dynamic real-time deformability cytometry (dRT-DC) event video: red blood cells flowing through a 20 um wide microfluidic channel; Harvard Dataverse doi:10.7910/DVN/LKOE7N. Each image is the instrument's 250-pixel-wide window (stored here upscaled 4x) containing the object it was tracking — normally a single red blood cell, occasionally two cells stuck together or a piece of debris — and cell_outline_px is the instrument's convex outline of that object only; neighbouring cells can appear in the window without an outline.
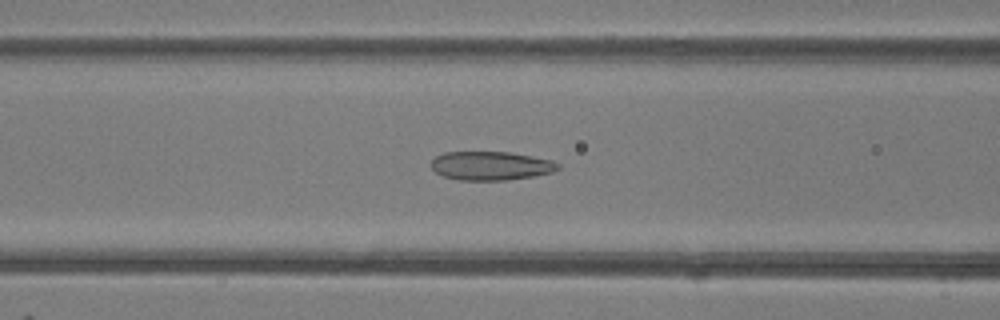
{"species": "common noctule bat (a hibernating species)", "species_latin": "Nyctalus noctula", "temperature_condition": "room temperature", "stored_images_in_passage": 50, "camera_frame_rate_fps": 3000, "um_per_image_px": 0.085, "animal": {"sex": "female"}, "frame": {"image": 1, "passage_image": 20, "time_ms": 6.333, "image_size_px": [1000, 320], "cell_outline_px": [[560, 168], [552, 172], [532, 176], [508, 180], [460, 180], [444, 176], [436, 172], [432, 168], [432, 160], [436, 156], [444, 152], [508, 152], [552, 160], [560, 164]], "centroid_in_image_um": [41.73, 14.09], "position_along_channel_um": 124.9, "area_um2": 21.1}}
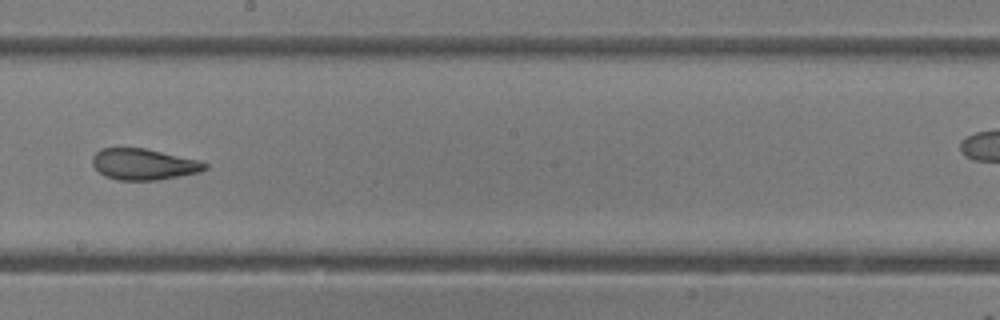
{"frame": {"image": 2, "passage_image": 28, "time_ms": 9.0, "image_size_px": [1000, 320], "cell_outline_px": [[208, 168], [200, 172], [160, 180], [116, 180], [104, 176], [92, 164], [92, 156], [100, 148], [144, 148], [200, 160], [208, 164]], "centroid_in_image_um": [12.22, 13.97], "position_along_channel_um": 236.0, "area_um2": 20.58}}
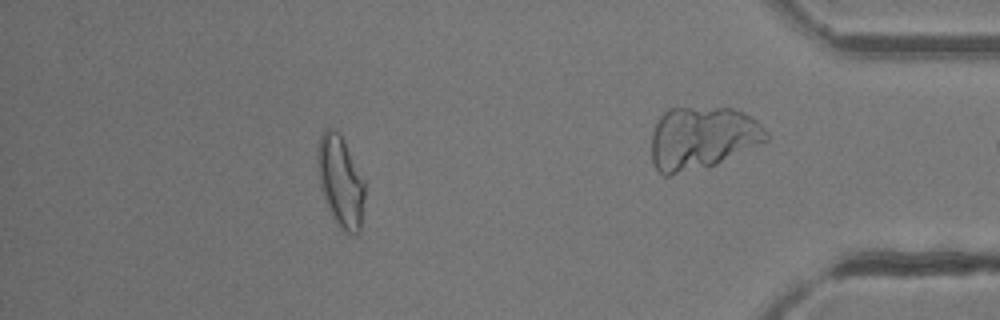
{"frame": {"image": 3, "passage_image": 44, "time_ms": 14.333, "image_size_px": [1000, 320], "cell_outline_px": [[364, 196], [360, 228], [356, 232], [344, 232], [336, 224], [324, 200], [320, 184], [316, 160], [316, 152], [320, 136], [324, 128], [332, 128], [340, 136], [364, 180]], "centroid_in_image_um": [28.9, 15.42], "position_along_channel_um": 406.3, "area_um2": 24.57}, "authors_computed_cell_mechanics": {"area_um2": 23.4379, "velocity_mm_per_s": 4.1593, "shape_relaxation_time_tau1_ms": 5.6476, "shape_relaxation_time_tau2_ms": 1.3635, "deformation_change_tau1": 0.1554, "deformation_change_tau2": 0.0747}}